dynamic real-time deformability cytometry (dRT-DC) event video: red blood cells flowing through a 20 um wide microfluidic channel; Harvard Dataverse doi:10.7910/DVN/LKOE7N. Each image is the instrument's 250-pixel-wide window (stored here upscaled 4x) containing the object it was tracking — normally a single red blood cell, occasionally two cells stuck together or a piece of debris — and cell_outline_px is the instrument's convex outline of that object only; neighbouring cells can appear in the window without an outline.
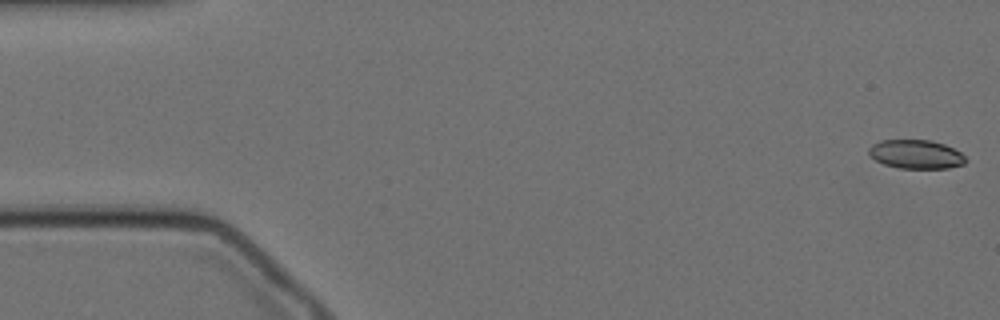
{"species": "Egyptian fruit bat (a non-hibernating species)", "species_latin": "Rousettus aegyptiacus", "temperature_condition": "cold", "stored_images_in_passage": 58, "camera_frame_rate_fps": 3000, "um_per_image_px": 0.085, "animal": {"sex": "female"}, "frame": {"image": 1, "passage_image": 1, "time_ms": 0.0, "image_size_px": [1000, 320], "cell_outline_px": [[968, 160], [964, 164], [948, 168], [900, 168], [884, 164], [876, 160], [868, 152], [868, 148], [872, 144], [880, 140], [932, 140], [944, 144], [960, 152]], "centroid_in_image_um": [77.86, 13.11], "position_along_channel_um": 7.1, "area_um2": 16.24}}
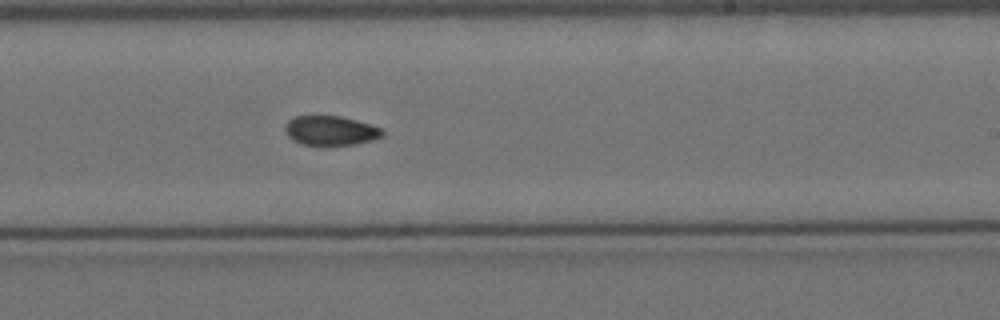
{"frame": {"image": 2, "passage_image": 34, "time_ms": 11.0, "image_size_px": [1000, 320], "cell_outline_px": [[384, 136], [372, 140], [352, 144], [328, 148], [320, 148], [300, 144], [292, 140], [288, 136], [284, 128], [288, 120], [296, 116], [340, 116], [356, 120], [384, 128]], "centroid_in_image_um": [28.09, 11.15], "position_along_channel_um": 260.9, "area_um2": 17.46}}
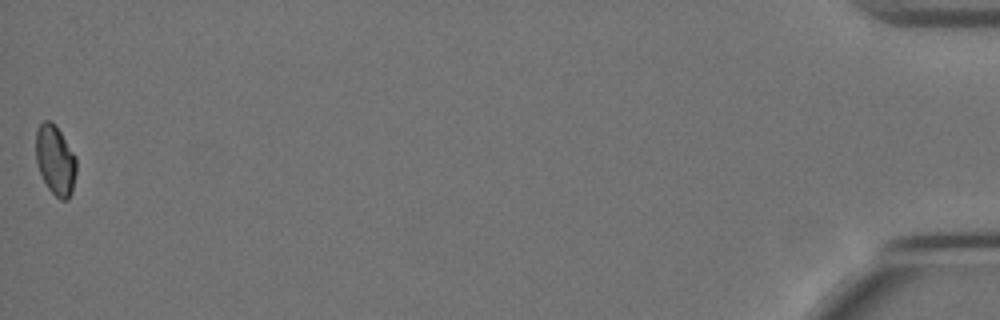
{"frame": {"image": 3, "passage_image": 58, "time_ms": 19.0, "image_size_px": [1000, 320], "cell_outline_px": [[76, 172], [72, 192], [68, 200], [60, 200], [48, 188], [40, 172], [36, 160], [36, 128], [44, 120], [48, 120], [60, 132], [76, 156]], "centroid_in_image_um": [4.71, 13.64], "position_along_channel_um": 430.5, "area_um2": 16.3}, "authors_computed_cell_mechanics": {"area_um2": 17.1088, "velocity_mm_per_s": 3.4231, "shape_relaxation_time_tau1_ms": 7.7504, "shape_relaxation_time_tau2_ms": 4.7382, "deformation_change_tau1": 0.1444, "deformation_change_tau2": 0.0791}}